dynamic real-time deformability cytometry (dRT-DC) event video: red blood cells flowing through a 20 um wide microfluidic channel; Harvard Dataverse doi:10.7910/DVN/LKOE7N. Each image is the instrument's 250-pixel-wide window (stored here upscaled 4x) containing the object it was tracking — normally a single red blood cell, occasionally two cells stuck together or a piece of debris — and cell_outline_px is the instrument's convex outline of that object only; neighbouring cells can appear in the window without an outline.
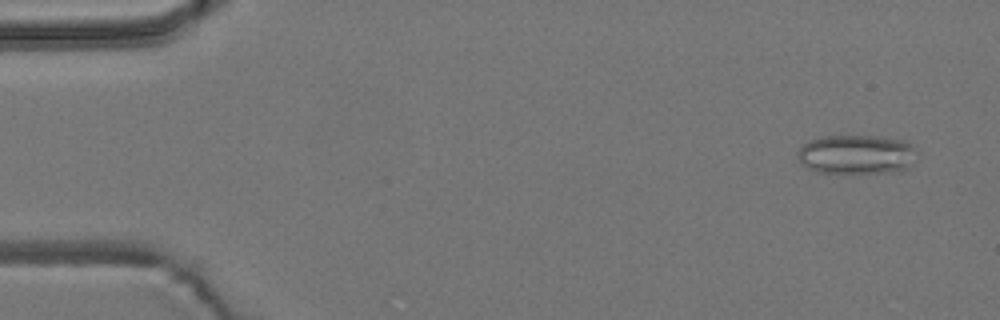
{"species": "common noctule bat (a hibernating species)", "species_latin": "Nyctalus noctula", "temperature_condition": "room temperature", "stored_images_in_passage": 26, "camera_frame_rate_fps": 3000, "um_per_image_px": 0.085, "animal": {"sex": "male", "body_mass_g": 19.2, "forearm_length_mm": 51.8}, "frame": {"image": 1, "passage_image": 3, "time_ms": 0.667, "image_size_px": [1000, 320], "cell_outline_px": [[912, 148], [908, 168], [900, 172], [816, 172], [808, 168], [796, 156], [796, 152], [808, 140], [820, 136], [876, 136], [900, 140], [908, 144]], "centroid_in_image_um": [72.68, 13.12], "position_along_channel_um": 12.3, "area_um2": 26.65}}
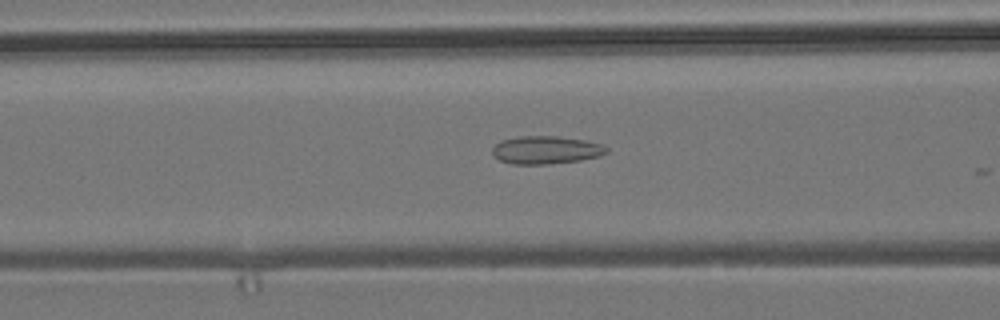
{"frame": {"image": 2, "passage_image": 21, "time_ms": 6.667, "image_size_px": [1000, 320], "cell_outline_px": [[608, 152], [600, 156], [580, 160], [548, 164], [512, 164], [500, 160], [492, 152], [492, 148], [500, 140], [520, 136], [560, 136], [584, 140], [604, 144], [608, 148]], "centroid_in_image_um": [46.43, 12.74], "position_along_channel_um": 120.2, "area_um2": 18.67}}
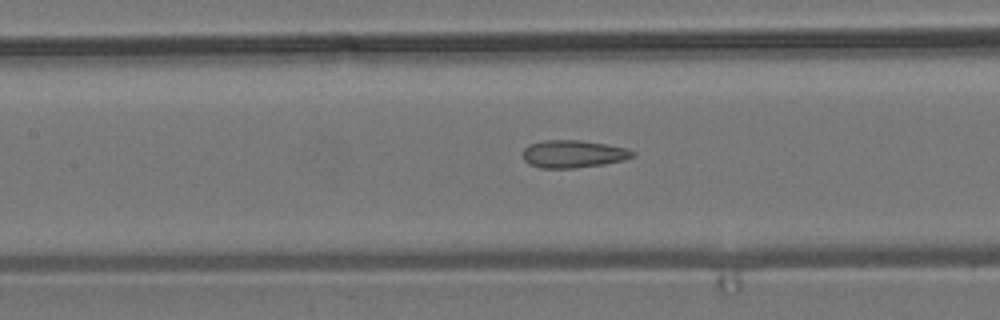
{"frame": {"image": 3, "passage_image": 24, "time_ms": 7.667, "image_size_px": [1000, 320], "cell_outline_px": [[636, 156], [624, 160], [604, 164], [576, 168], [540, 168], [528, 164], [524, 160], [520, 152], [528, 144], [544, 140], [580, 140], [608, 144], [628, 148], [636, 152]], "centroid_in_image_um": [48.72, 13.08], "position_along_channel_um": 158.7, "area_um2": 18.09}}